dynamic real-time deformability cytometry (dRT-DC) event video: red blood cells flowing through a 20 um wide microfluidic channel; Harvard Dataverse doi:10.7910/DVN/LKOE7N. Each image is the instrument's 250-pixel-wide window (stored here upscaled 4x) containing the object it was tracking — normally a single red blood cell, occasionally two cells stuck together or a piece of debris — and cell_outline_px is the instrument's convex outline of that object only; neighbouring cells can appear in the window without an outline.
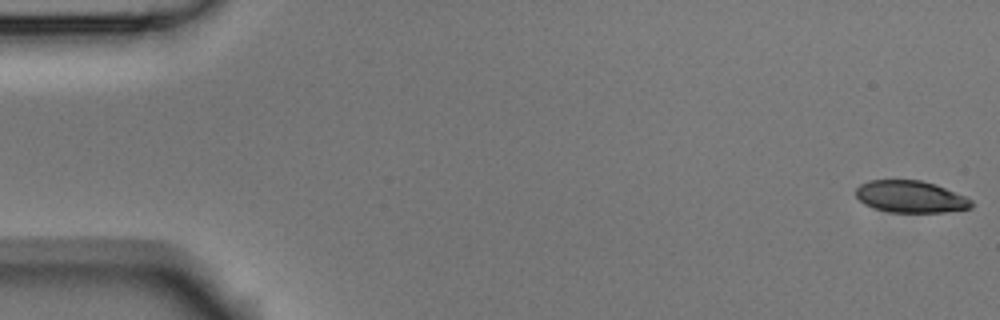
{"species": "Egyptian fruit bat (a non-hibernating species)", "species_latin": "Rousettus aegyptiacus", "temperature_condition": "room temperature", "stored_images_in_passage": 6, "camera_frame_rate_fps": 3000, "um_per_image_px": 0.085, "animal": {"sex": "male"}, "frame": {"image": 1, "passage_image": 1, "time_ms": 0.0, "image_size_px": [1000, 320], "cell_outline_px": [[972, 208], [944, 212], [888, 212], [864, 204], [856, 196], [856, 188], [860, 184], [868, 180], [920, 180], [936, 184], [964, 196], [972, 200]], "centroid_in_image_um": [77.39, 16.71], "position_along_channel_um": 7.6, "area_um2": 21.44}}